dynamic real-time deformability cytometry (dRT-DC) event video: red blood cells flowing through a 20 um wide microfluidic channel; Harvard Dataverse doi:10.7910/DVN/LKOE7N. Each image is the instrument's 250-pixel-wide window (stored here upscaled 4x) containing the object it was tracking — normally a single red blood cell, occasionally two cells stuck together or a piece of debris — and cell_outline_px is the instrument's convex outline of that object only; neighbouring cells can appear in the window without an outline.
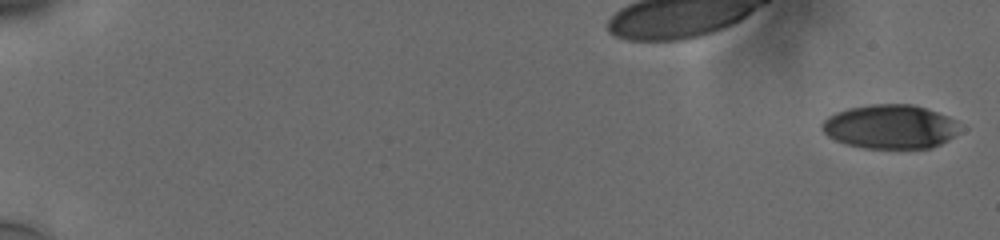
{"species": "human", "species_latin": "Homo sapiens", "temperature_condition": "cold", "stored_images_in_passage": 43, "camera_frame_rate_fps": 3000, "um_per_image_px": 0.085, "donor": {"sex": "male"}, "frame": {"image": 1, "passage_image": 1, "time_ms": 0.0, "image_size_px": [1000, 240], "cell_outline_px": [[960, 132], [948, 140], [932, 148], [864, 148], [844, 144], [828, 136], [820, 128], [820, 124], [828, 116], [836, 112], [848, 108], [872, 104], [912, 104], [936, 112], [952, 120], [960, 128]], "centroid_in_image_um": [75.61, 10.78], "position_along_channel_um": 9.4, "area_um2": 35.26}}
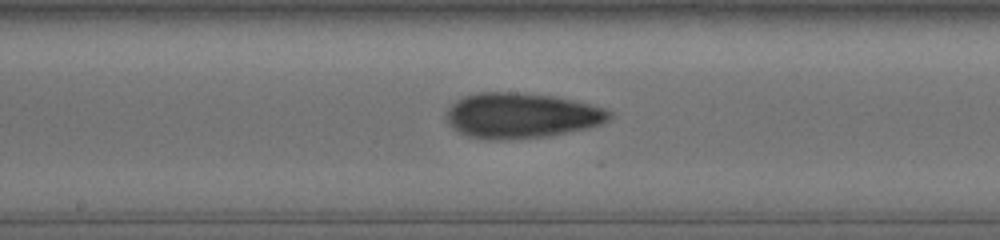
{"frame": {"image": 2, "passage_image": 25, "time_ms": 10.667, "image_size_px": [1000, 240], "cell_outline_px": [[612, 116], [608, 120], [600, 124], [584, 128], [548, 136], [508, 140], [488, 140], [468, 136], [460, 132], [448, 124], [444, 116], [448, 108], [456, 100], [464, 96], [476, 92], [516, 92], [552, 96], [588, 104], [612, 112]], "centroid_in_image_um": [44.23, 9.83], "position_along_channel_um": 204.0, "area_um2": 42.89}}
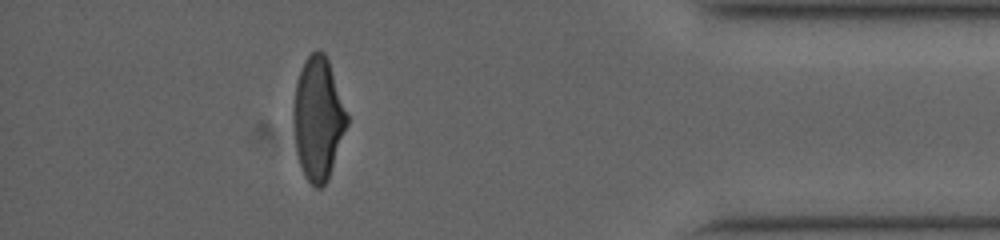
{"frame": {"image": 3, "passage_image": 38, "time_ms": 17.0, "image_size_px": [1000, 240], "cell_outline_px": [[348, 124], [328, 180], [320, 188], [316, 188], [304, 176], [296, 152], [292, 124], [292, 112], [296, 84], [304, 60], [316, 48], [320, 48], [324, 52], [328, 60], [348, 116]], "centroid_in_image_um": [27.02, 10.08], "position_along_channel_um": 408.2, "area_um2": 38.44}, "authors_computed_cell_mechanics": {"area_um2": 38.437, "velocity_mm_per_s": 3.758, "shape_relaxation_time_tau1_ms": 8.5628, "shape_relaxation_time_tau2_ms": 2.1374, "deformation_change_tau1": 0.2141, "deformation_change_tau2": 0.0941}}